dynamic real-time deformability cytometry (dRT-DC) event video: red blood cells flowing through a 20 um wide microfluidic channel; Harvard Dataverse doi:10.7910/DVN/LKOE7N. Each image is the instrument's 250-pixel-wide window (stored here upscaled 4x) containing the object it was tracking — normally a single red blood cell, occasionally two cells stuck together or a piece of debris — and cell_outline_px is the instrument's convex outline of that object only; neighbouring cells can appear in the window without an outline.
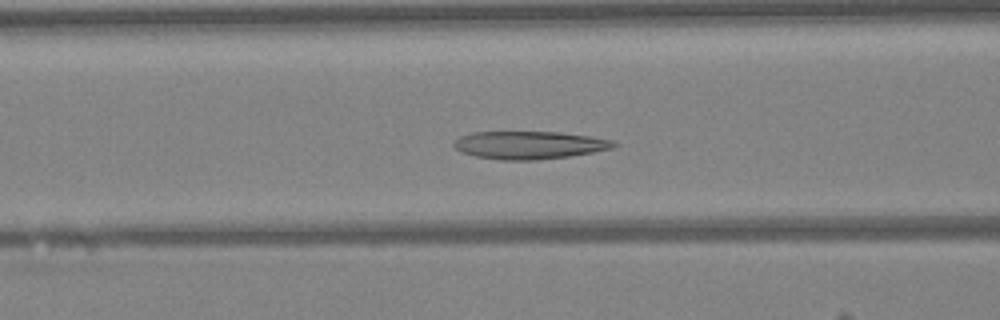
{"species": "Egyptian fruit bat (a non-hibernating species)", "species_latin": "Rousettus aegyptiacus", "temperature_condition": "warm", "stored_images_in_passage": 48, "camera_frame_rate_fps": 3000, "um_per_image_px": 0.085, "animal": {"sex": "female"}, "frame": {"image": 1, "passage_image": 19, "time_ms": 6.0, "image_size_px": [1000, 320], "cell_outline_px": [[620, 144], [616, 148], [568, 156], [536, 160], [500, 160], [476, 156], [460, 152], [452, 144], [460, 136], [472, 132], [556, 132], [588, 136], [612, 140]], "centroid_in_image_um": [45.0, 12.33], "position_along_channel_um": 121.6, "area_um2": 25.89}}
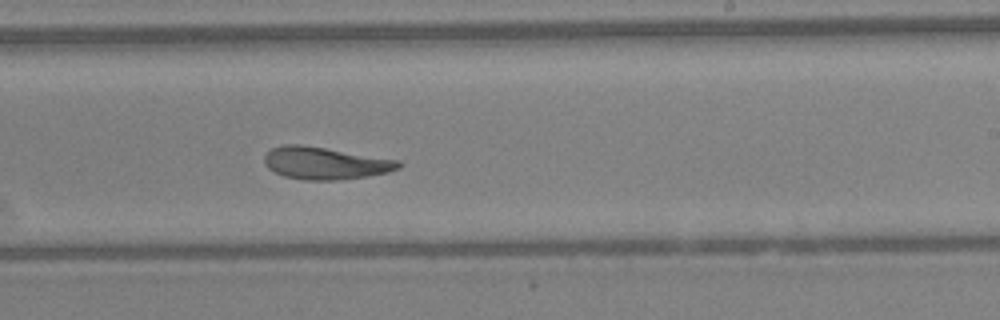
{"frame": {"image": 2, "passage_image": 29, "time_ms": 9.333, "image_size_px": [1000, 320], "cell_outline_px": [[404, 164], [400, 168], [388, 172], [368, 176], [340, 180], [304, 180], [284, 176], [268, 168], [264, 164], [264, 156], [272, 148], [284, 144], [300, 144], [400, 160]], "centroid_in_image_um": [27.66, 13.87], "position_along_channel_um": 261.3, "area_um2": 25.32}}
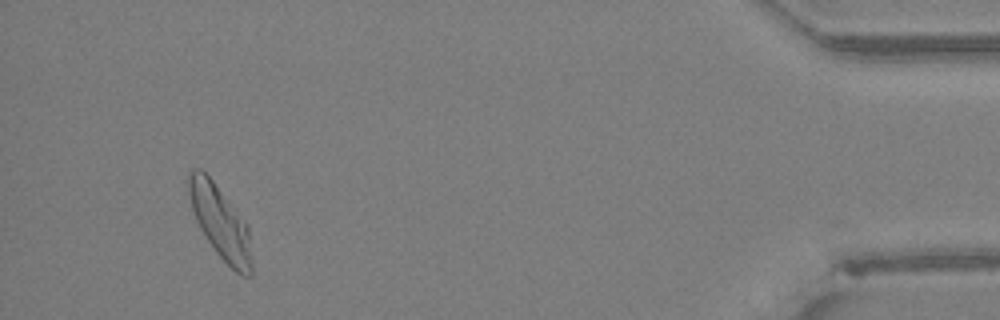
{"frame": {"image": 3, "passage_image": 45, "time_ms": 14.667, "image_size_px": [1000, 320], "cell_outline_px": [[252, 276], [240, 276], [216, 252], [200, 228], [196, 220], [192, 208], [184, 180], [188, 172], [192, 168], [200, 168], [212, 180], [248, 228], [252, 264]], "centroid_in_image_um": [18.66, 18.87], "position_along_channel_um": 416.5, "area_um2": 26.36}, "authors_computed_cell_mechanics": {"area_um2": 26.299, "velocity_mm_per_s": 4.211, "shape_relaxation_time_tau1_ms": 9.1525, "shape_relaxation_time_tau2_ms": 2.5863, "deformation_change_tau1": 0.2418, "deformation_change_tau2": 0.1008}}